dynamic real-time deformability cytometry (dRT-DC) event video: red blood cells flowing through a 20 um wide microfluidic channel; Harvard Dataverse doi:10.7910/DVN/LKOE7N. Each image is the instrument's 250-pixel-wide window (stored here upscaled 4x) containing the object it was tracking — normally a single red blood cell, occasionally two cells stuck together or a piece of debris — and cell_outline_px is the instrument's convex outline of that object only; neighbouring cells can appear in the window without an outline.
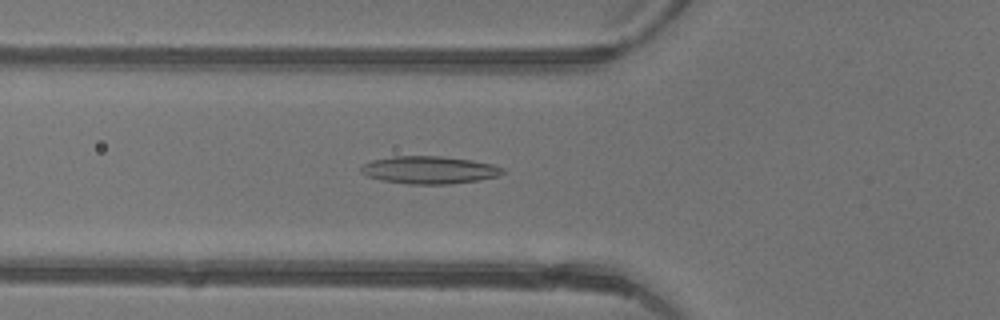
{"species": "common noctule bat (a hibernating species)", "species_latin": "Nyctalus noctula", "temperature_condition": "warm", "stored_images_in_passage": 48, "camera_frame_rate_fps": 3000, "um_per_image_px": 0.085, "animal": {"sex": "female"}, "frame": {"image": 1, "passage_image": 18, "time_ms": 5.667, "image_size_px": [1000, 320], "cell_outline_px": [[504, 172], [496, 176], [480, 180], [448, 184], [408, 184], [384, 180], [368, 176], [360, 172], [360, 168], [364, 164], [372, 160], [392, 156], [440, 156], [472, 160], [492, 164], [504, 168]], "centroid_in_image_um": [36.49, 14.44], "position_along_channel_um": 89.3, "area_um2": 22.66}}
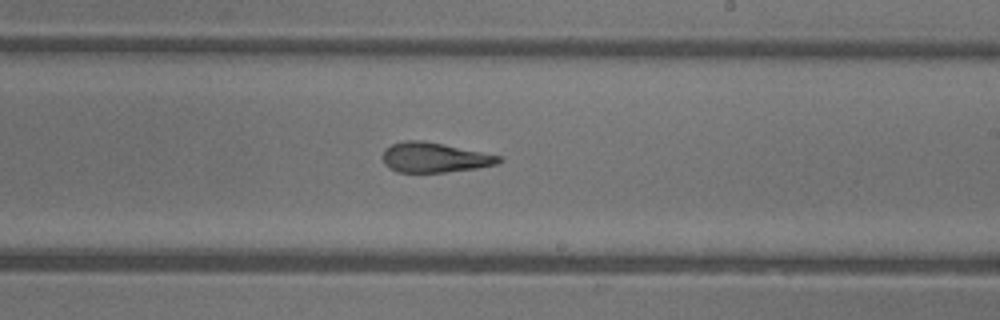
{"frame": {"image": 2, "passage_image": 29, "time_ms": 9.333, "image_size_px": [1000, 320], "cell_outline_px": [[504, 160], [496, 164], [476, 168], [444, 172], [396, 172], [388, 168], [384, 164], [384, 148], [392, 144], [404, 140], [424, 140], [500, 156]], "centroid_in_image_um": [36.89, 13.38], "position_along_channel_um": 252.1, "area_um2": 20.11}}
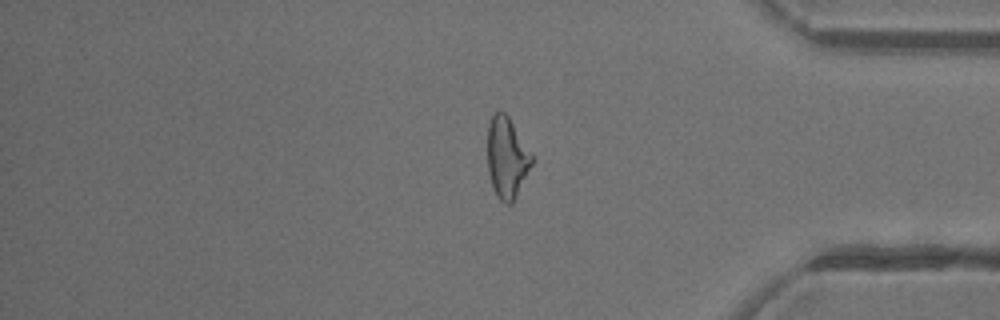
{"frame": {"image": 3, "passage_image": 40, "time_ms": 13.0, "image_size_px": [1000, 320], "cell_outline_px": [[536, 160], [512, 204], [504, 204], [496, 196], [488, 172], [488, 124], [492, 116], [496, 112], [504, 112], [508, 116], [536, 156]], "centroid_in_image_um": [43.15, 13.42], "position_along_channel_um": 392.1, "area_um2": 21.5}, "authors_computed_cell_mechanics": {"area_um2": 21.964, "velocity_mm_per_s": 4.4247, "shape_relaxation_time_tau1_ms": null, "shape_relaxation_time_tau2_ms": 2.0429, "deformation_change_tau1": null, "deformation_change_tau2": 0.121}}